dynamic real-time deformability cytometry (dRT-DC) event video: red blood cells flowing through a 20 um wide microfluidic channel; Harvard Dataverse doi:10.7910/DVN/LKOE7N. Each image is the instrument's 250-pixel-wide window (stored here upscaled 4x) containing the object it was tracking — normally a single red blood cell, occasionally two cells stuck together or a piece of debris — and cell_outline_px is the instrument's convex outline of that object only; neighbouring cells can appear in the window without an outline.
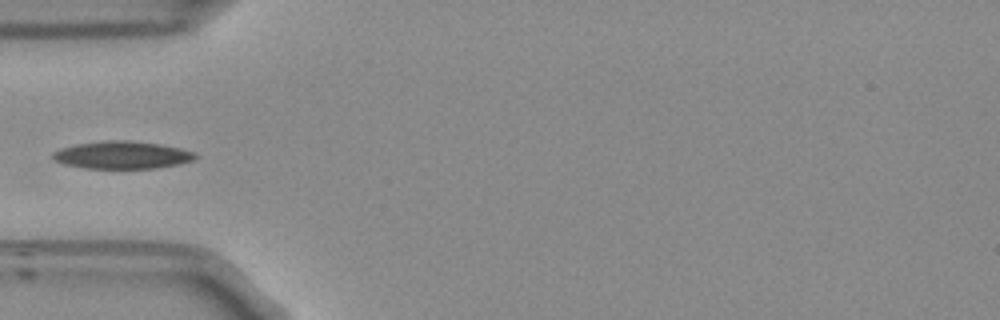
{"species": "Egyptian fruit bat (a non-hibernating species)", "species_latin": "Rousettus aegyptiacus", "temperature_condition": "room temperature", "stored_images_in_passage": 38, "camera_frame_rate_fps": 3000, "um_per_image_px": 0.085, "frame": {"image": 1, "passage_image": 1, "time_ms": 0.0, "image_size_px": [1000, 320], "cell_outline_px": [[200, 156], [192, 160], [180, 164], [156, 168], [84, 168], [64, 164], [56, 160], [52, 156], [52, 152], [60, 148], [76, 144], [108, 140], [124, 140], [156, 144], [180, 148], [196, 152]], "centroid_in_image_um": [10.4, 13.18], "position_along_channel_um": 74.6, "area_um2": 22.77}}
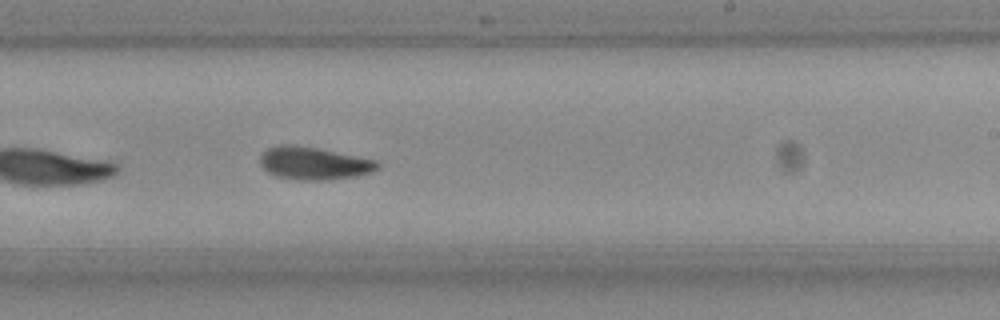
{"frame": {"image": 2, "passage_image": 16, "time_ms": 5.0, "image_size_px": [1000, 320], "cell_outline_px": [[380, 168], [372, 172], [356, 176], [324, 180], [304, 180], [276, 176], [268, 172], [260, 164], [260, 156], [268, 148], [276, 144], [292, 144], [316, 148], [376, 160], [380, 164]], "centroid_in_image_um": [26.67, 13.87], "position_along_channel_um": 262.3, "area_um2": 22.25}}
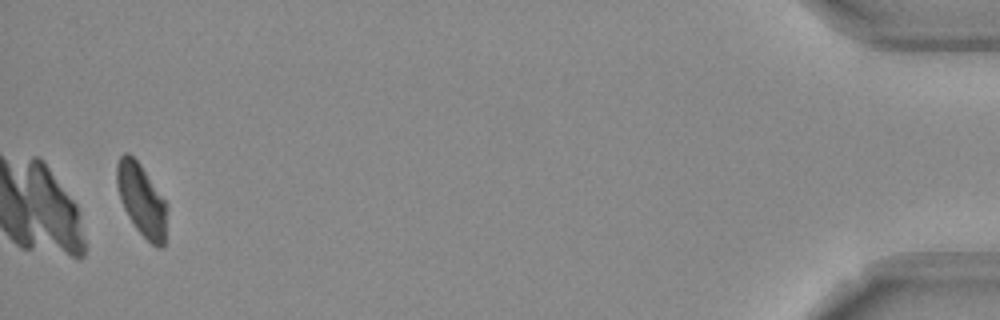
{"frame": {"image": 3, "passage_image": 36, "time_ms": 11.667, "image_size_px": [1000, 320], "cell_outline_px": [[168, 204], [164, 244], [160, 248], [156, 248], [136, 228], [128, 216], [120, 200], [116, 184], [116, 164], [120, 156], [124, 152], [128, 152], [140, 164]], "centroid_in_image_um": [12.03, 16.98], "position_along_channel_um": 423.2, "area_um2": 21.15}}